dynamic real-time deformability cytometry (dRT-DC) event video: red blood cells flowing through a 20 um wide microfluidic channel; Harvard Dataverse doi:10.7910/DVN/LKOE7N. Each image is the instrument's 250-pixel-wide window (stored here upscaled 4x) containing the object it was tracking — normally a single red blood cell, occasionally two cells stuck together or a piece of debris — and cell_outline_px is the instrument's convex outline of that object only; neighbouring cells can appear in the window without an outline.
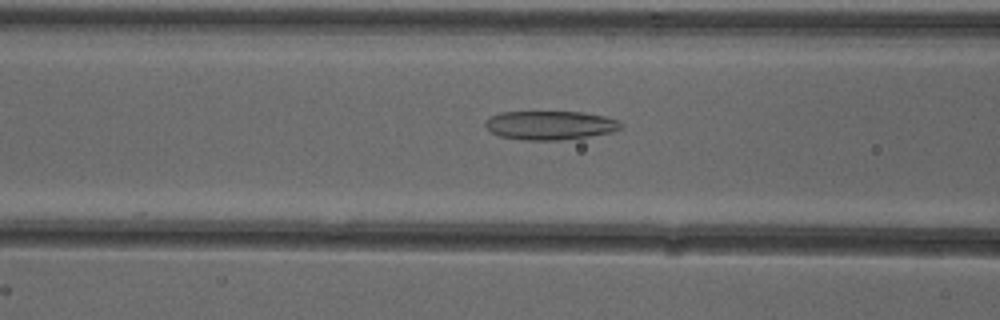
{"species": "common noctule bat (a hibernating species)", "species_latin": "Nyctalus noctula", "temperature_condition": "cold", "stored_images_in_passage": 52, "camera_frame_rate_fps": 3000, "um_per_image_px": 0.085, "animal": {"sex": "female"}, "frame": {"image": 1, "passage_image": 21, "time_ms": 6.667, "image_size_px": [1000, 320], "cell_outline_px": [[624, 124], [620, 128], [612, 132], [588, 136], [560, 140], [524, 140], [500, 136], [492, 132], [484, 124], [484, 120], [500, 112], [584, 112], [604, 116], [620, 120]], "centroid_in_image_um": [46.78, 10.64], "position_along_channel_um": 119.8, "area_um2": 22.77}}
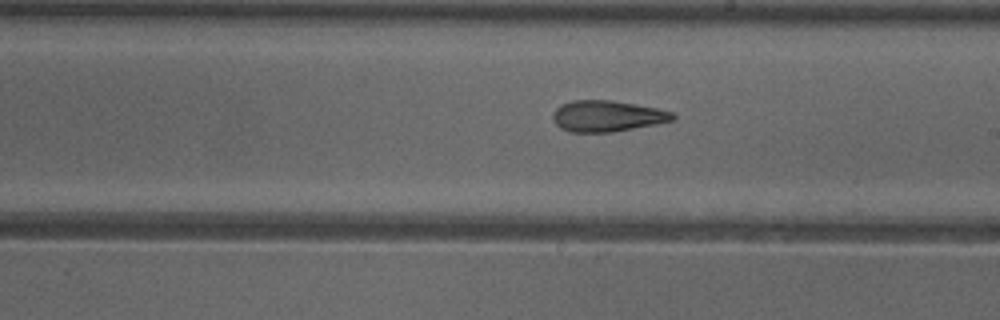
{"frame": {"image": 2, "passage_image": 30, "time_ms": 9.667, "image_size_px": [1000, 320], "cell_outline_px": [[676, 116], [672, 120], [656, 124], [612, 132], [568, 132], [560, 128], [556, 124], [552, 116], [552, 112], [560, 104], [572, 100], [612, 100], [656, 108], [672, 112]], "centroid_in_image_um": [51.55, 9.86], "position_along_channel_um": 237.4, "area_um2": 21.73}}
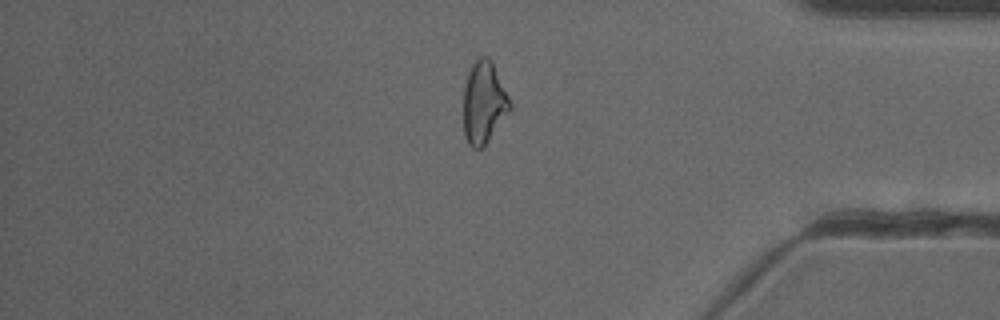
{"frame": {"image": 3, "passage_image": 44, "time_ms": 14.333, "image_size_px": [1000, 320], "cell_outline_px": [[512, 108], [484, 144], [480, 148], [472, 148], [468, 144], [464, 136], [464, 88], [468, 72], [472, 64], [480, 56], [488, 56], [492, 60], [512, 104]], "centroid_in_image_um": [41.12, 8.68], "position_along_channel_um": 394.1, "area_um2": 22.02}, "authors_computed_cell_mechanics": {"area_um2": 23.5824, "velocity_mm_per_s": 3.9108, "shape_relaxation_time_tau1_ms": null, "shape_relaxation_time_tau2_ms": 3.6432, "deformation_change_tau1": null, "deformation_change_tau2": 0.136}}